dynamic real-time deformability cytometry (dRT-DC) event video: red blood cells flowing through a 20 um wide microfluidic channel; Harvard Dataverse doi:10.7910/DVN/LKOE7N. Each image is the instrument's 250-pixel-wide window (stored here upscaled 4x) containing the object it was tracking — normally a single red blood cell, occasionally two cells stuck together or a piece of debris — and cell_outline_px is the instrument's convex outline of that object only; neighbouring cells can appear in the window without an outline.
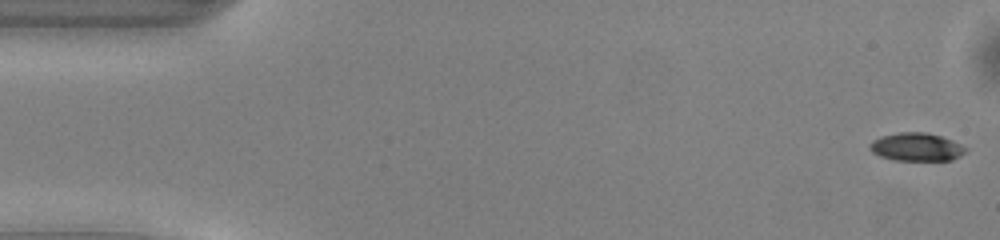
{"species": "common noctule bat (a hibernating species)", "species_latin": "Nyctalus noctula", "temperature_condition": "warm", "stored_images_in_passage": 45, "camera_frame_rate_fps": 3000, "um_per_image_px": 0.085, "animal": {"sex": "male", "body_mass_g": 13.0, "forearm_length_mm": 53.1}, "frame": {"image": 1, "passage_image": 1, "time_ms": 0.0, "image_size_px": [1000, 240], "cell_outline_px": [[968, 148], [960, 156], [952, 160], [892, 160], [880, 156], [872, 152], [868, 148], [868, 144], [872, 140], [880, 136], [900, 132], [924, 132], [940, 136], [952, 140]], "centroid_in_image_um": [77.86, 12.49], "position_along_channel_um": 7.1, "area_um2": 15.78}}
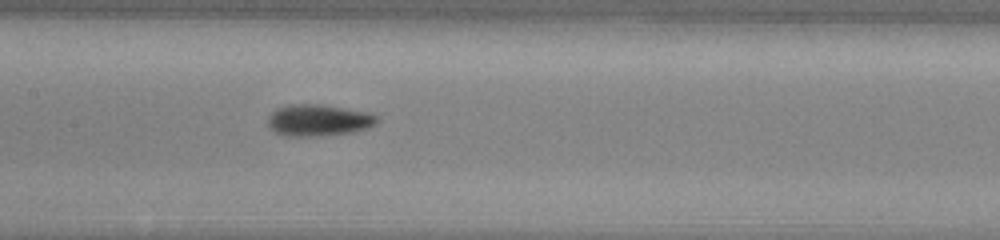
{"frame": {"image": 2, "passage_image": 24, "time_ms": 7.667, "image_size_px": [1000, 240], "cell_outline_px": [[380, 120], [376, 124], [368, 128], [352, 132], [320, 136], [284, 136], [268, 128], [268, 116], [276, 108], [288, 104], [320, 104], [372, 112]], "centroid_in_image_um": [27.08, 10.21], "position_along_channel_um": 180.3, "area_um2": 20.46}}
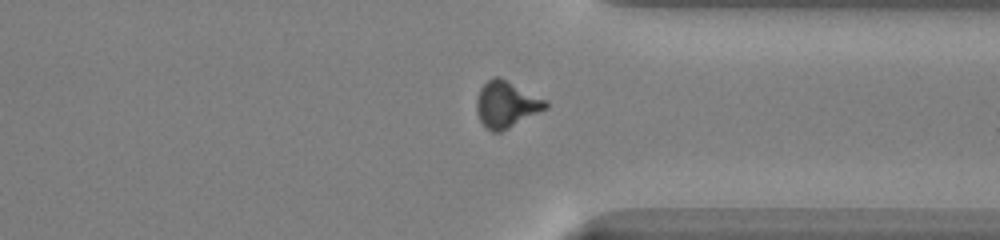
{"frame": {"image": 3, "passage_image": 38, "time_ms": 12.333, "image_size_px": [1000, 240], "cell_outline_px": [[548, 108], [500, 132], [492, 132], [484, 128], [476, 112], [476, 100], [480, 88], [492, 76], [500, 76], [548, 100]], "centroid_in_image_um": [43.03, 8.86], "position_along_channel_um": 368.4, "area_um2": 18.96}, "authors_computed_cell_mechanics": {"area_um2": 17.7446, "velocity_mm_per_s": 4.0792, "shape_relaxation_time_tau1_ms": 2.6935, "shape_relaxation_time_tau2_ms": 4.8419, "deformation_change_tau1": 0.1575, "deformation_change_tau2": 0.1304}}